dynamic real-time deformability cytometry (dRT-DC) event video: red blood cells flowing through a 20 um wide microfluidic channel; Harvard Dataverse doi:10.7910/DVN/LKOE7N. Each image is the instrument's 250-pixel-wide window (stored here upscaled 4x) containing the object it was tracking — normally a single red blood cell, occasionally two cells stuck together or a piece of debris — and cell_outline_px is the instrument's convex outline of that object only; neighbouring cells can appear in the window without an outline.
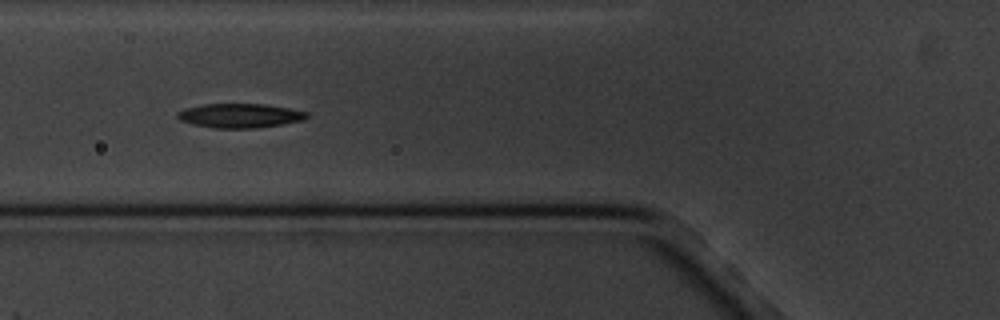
{"species": "common noctule bat (a hibernating species)", "species_latin": "Nyctalus noctula", "temperature_condition": "cold", "stored_images_in_passage": 11, "camera_frame_rate_fps": 3000, "um_per_image_px": 0.085, "animal": {"sex": "male", "body_mass_g": 20.1, "forearm_length_mm": 53.5}, "frame": {"image": 1, "passage_image": 7, "time_ms": 7.0, "image_size_px": [1000, 320], "cell_outline_px": [[308, 116], [304, 120], [256, 128], [212, 128], [192, 124], [180, 120], [176, 116], [176, 112], [184, 108], [204, 104], [264, 104], [288, 108], [308, 112]], "centroid_in_image_um": [20.35, 9.83], "position_along_channel_um": 105.5, "area_um2": 18.26}}
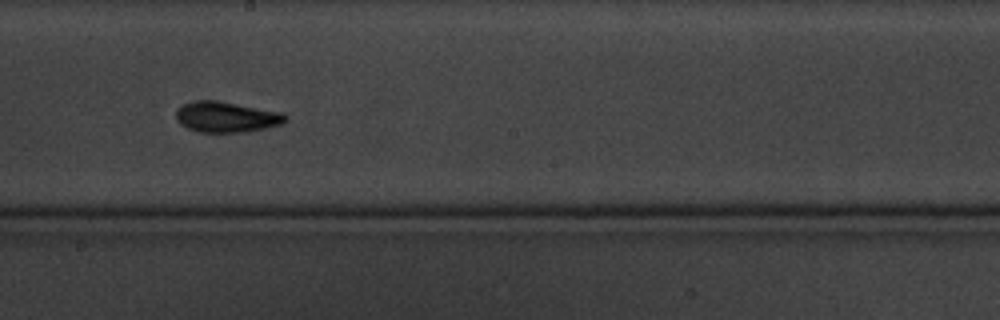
{"frame": {"image": 2, "passage_image": 10, "time_ms": 10.667, "image_size_px": [1000, 320], "cell_outline_px": [[288, 120], [280, 124], [248, 132], [200, 132], [188, 128], [180, 124], [176, 120], [176, 112], [184, 104], [196, 100], [212, 100], [284, 112], [288, 116]], "centroid_in_image_um": [19.27, 9.95], "position_along_channel_um": 228.9, "area_um2": 19.42}}
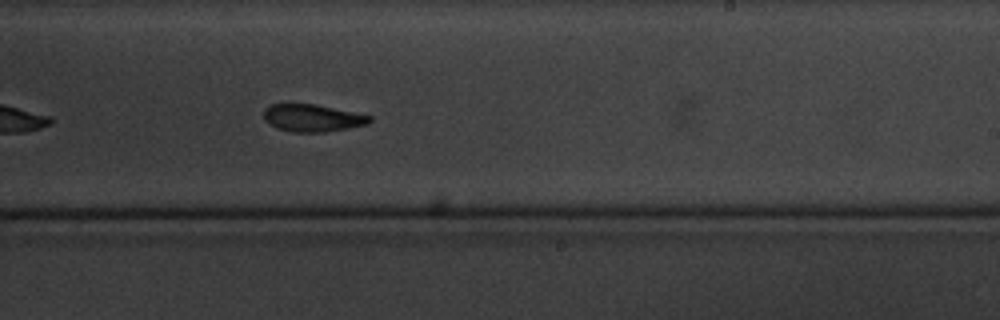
{"frame": {"image": 3, "passage_image": 11, "time_ms": 11.667, "image_size_px": [1000, 320], "cell_outline_px": [[372, 120], [368, 124], [348, 128], [324, 132], [292, 132], [276, 128], [264, 120], [264, 108], [268, 104], [316, 104], [372, 116]], "centroid_in_image_um": [26.54, 10.02], "position_along_channel_um": 262.5, "area_um2": 16.94}}